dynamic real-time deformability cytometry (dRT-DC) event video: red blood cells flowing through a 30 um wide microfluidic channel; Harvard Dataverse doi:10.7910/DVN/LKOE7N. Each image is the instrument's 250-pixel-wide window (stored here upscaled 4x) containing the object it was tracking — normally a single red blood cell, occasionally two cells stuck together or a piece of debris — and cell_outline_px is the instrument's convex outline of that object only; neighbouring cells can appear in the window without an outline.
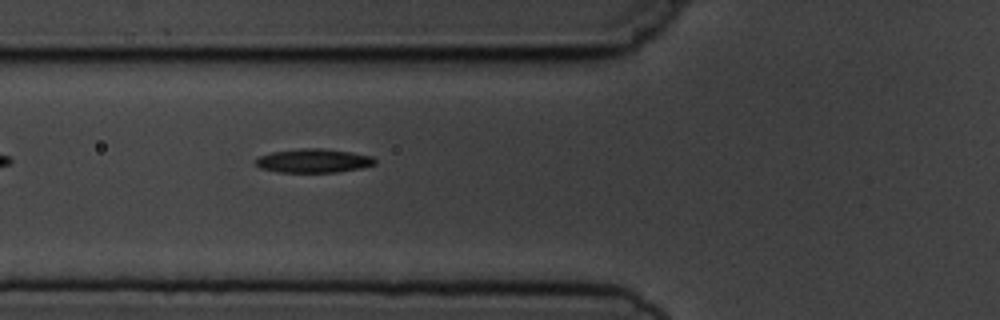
{"species": "common noctule bat (a hibernating species)", "species_latin": "Nyctalus noctula", "temperature_condition": "cold", "stored_images_in_passage": 6, "camera_frame_rate_fps": 3000, "um_per_image_px": 0.085, "animal": {"sex": "male", "body_mass_g": 19.5, "forearm_length_mm": 54.6}, "frame": {"image": 1, "passage_image": 6, "time_ms": 6.0, "image_size_px": [1000, 320], "cell_outline_px": [[376, 164], [360, 168], [336, 172], [280, 172], [260, 168], [256, 164], [256, 160], [260, 156], [272, 152], [300, 148], [320, 148], [352, 152], [372, 156], [376, 160]], "centroid_in_image_um": [26.67, 13.66], "position_along_channel_um": 99.1, "area_um2": 16.47}}